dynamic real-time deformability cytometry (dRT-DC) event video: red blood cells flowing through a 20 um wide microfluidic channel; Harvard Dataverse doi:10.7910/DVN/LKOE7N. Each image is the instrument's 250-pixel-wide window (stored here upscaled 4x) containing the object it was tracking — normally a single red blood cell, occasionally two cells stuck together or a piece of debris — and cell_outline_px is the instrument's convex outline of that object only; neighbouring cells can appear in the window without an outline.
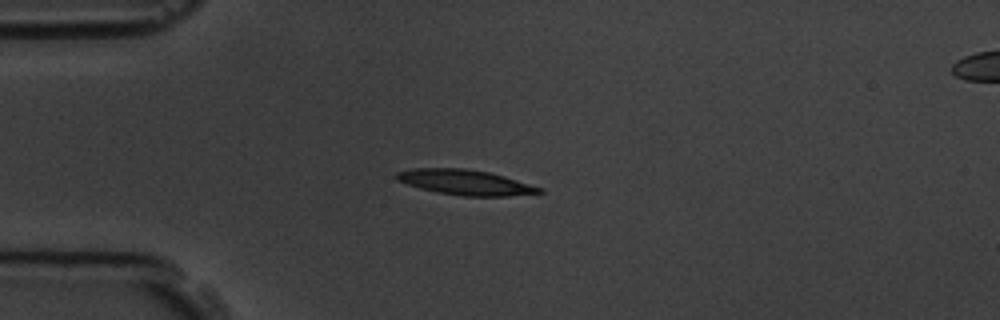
{"species": "common noctule bat (a hibernating species)", "species_latin": "Nyctalus noctula", "temperature_condition": "room temperature", "stored_images_in_passage": 3, "camera_frame_rate_fps": 3000, "um_per_image_px": 0.085, "animal": {"sex": "male", "body_mass_g": 19.5, "forearm_length_mm": 54.6}, "frame": {"image": 1, "passage_image": 3, "time_ms": 2.333, "image_size_px": [1000, 320], "cell_outline_px": [[544, 192], [508, 196], [464, 196], [440, 192], [420, 188], [396, 180], [396, 172], [416, 168], [464, 168], [488, 172], [504, 176], [544, 188]], "centroid_in_image_um": [39.58, 15.49], "position_along_channel_um": 45.4, "area_um2": 20.75}}